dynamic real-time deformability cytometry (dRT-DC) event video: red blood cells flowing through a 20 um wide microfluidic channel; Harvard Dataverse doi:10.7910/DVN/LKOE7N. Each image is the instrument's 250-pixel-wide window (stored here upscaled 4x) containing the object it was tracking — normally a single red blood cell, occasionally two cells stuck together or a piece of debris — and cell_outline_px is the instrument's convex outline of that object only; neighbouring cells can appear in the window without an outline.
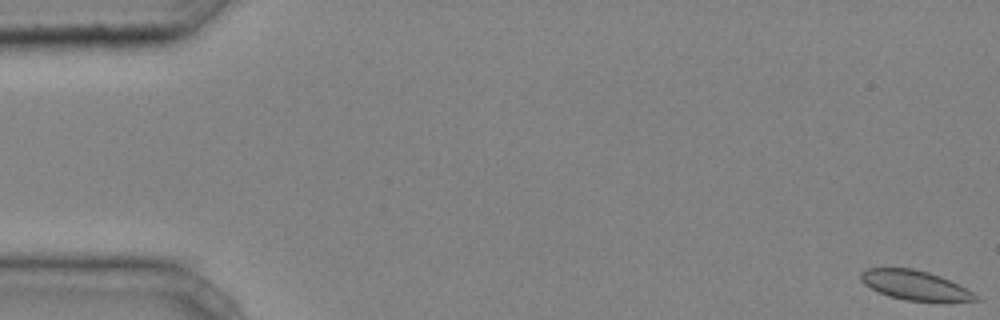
{"species": "common noctule bat (a hibernating species)", "species_latin": "Nyctalus noctula", "temperature_condition": "cold", "stored_images_in_passage": 9, "camera_frame_rate_fps": 3000, "um_per_image_px": 0.085, "animal": {"sex": "male", "body_mass_g": 20.4}, "frame": {"image": 1, "passage_image": 1, "time_ms": 0.0, "image_size_px": [1000, 320], "cell_outline_px": [[980, 300], [904, 300], [888, 296], [864, 284], [860, 280], [860, 272], [864, 268], [912, 268], [928, 272], [940, 276], [972, 292]], "centroid_in_image_um": [77.66, 24.21], "position_along_channel_um": 7.3, "area_um2": 19.13}}